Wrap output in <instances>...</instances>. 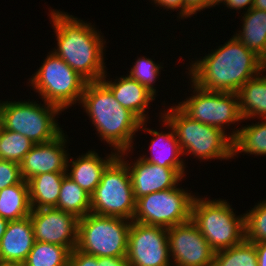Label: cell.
I'll return each mask as SVG.
<instances>
[{
    "mask_svg": "<svg viewBox=\"0 0 266 266\" xmlns=\"http://www.w3.org/2000/svg\"><path fill=\"white\" fill-rule=\"evenodd\" d=\"M99 266H128L126 257H99Z\"/></svg>",
    "mask_w": 266,
    "mask_h": 266,
    "instance_id": "37",
    "label": "cell"
},
{
    "mask_svg": "<svg viewBox=\"0 0 266 266\" xmlns=\"http://www.w3.org/2000/svg\"><path fill=\"white\" fill-rule=\"evenodd\" d=\"M232 139V158L238 153L266 155V119L246 125L229 133Z\"/></svg>",
    "mask_w": 266,
    "mask_h": 266,
    "instance_id": "25",
    "label": "cell"
},
{
    "mask_svg": "<svg viewBox=\"0 0 266 266\" xmlns=\"http://www.w3.org/2000/svg\"><path fill=\"white\" fill-rule=\"evenodd\" d=\"M71 251L64 246L35 241L25 266H69Z\"/></svg>",
    "mask_w": 266,
    "mask_h": 266,
    "instance_id": "27",
    "label": "cell"
},
{
    "mask_svg": "<svg viewBox=\"0 0 266 266\" xmlns=\"http://www.w3.org/2000/svg\"><path fill=\"white\" fill-rule=\"evenodd\" d=\"M245 239L251 242H266V200L245 214Z\"/></svg>",
    "mask_w": 266,
    "mask_h": 266,
    "instance_id": "30",
    "label": "cell"
},
{
    "mask_svg": "<svg viewBox=\"0 0 266 266\" xmlns=\"http://www.w3.org/2000/svg\"><path fill=\"white\" fill-rule=\"evenodd\" d=\"M30 219L35 241L76 248L78 221L75 215L51 208L32 209Z\"/></svg>",
    "mask_w": 266,
    "mask_h": 266,
    "instance_id": "14",
    "label": "cell"
},
{
    "mask_svg": "<svg viewBox=\"0 0 266 266\" xmlns=\"http://www.w3.org/2000/svg\"><path fill=\"white\" fill-rule=\"evenodd\" d=\"M69 266H99V257L74 248L70 253Z\"/></svg>",
    "mask_w": 266,
    "mask_h": 266,
    "instance_id": "33",
    "label": "cell"
},
{
    "mask_svg": "<svg viewBox=\"0 0 266 266\" xmlns=\"http://www.w3.org/2000/svg\"><path fill=\"white\" fill-rule=\"evenodd\" d=\"M35 144L20 133L9 131L0 124V157L20 163Z\"/></svg>",
    "mask_w": 266,
    "mask_h": 266,
    "instance_id": "29",
    "label": "cell"
},
{
    "mask_svg": "<svg viewBox=\"0 0 266 266\" xmlns=\"http://www.w3.org/2000/svg\"><path fill=\"white\" fill-rule=\"evenodd\" d=\"M8 223H9V220L0 217V241L4 233L6 232Z\"/></svg>",
    "mask_w": 266,
    "mask_h": 266,
    "instance_id": "39",
    "label": "cell"
},
{
    "mask_svg": "<svg viewBox=\"0 0 266 266\" xmlns=\"http://www.w3.org/2000/svg\"><path fill=\"white\" fill-rule=\"evenodd\" d=\"M22 180L19 163L6 160L0 162V190L19 184Z\"/></svg>",
    "mask_w": 266,
    "mask_h": 266,
    "instance_id": "32",
    "label": "cell"
},
{
    "mask_svg": "<svg viewBox=\"0 0 266 266\" xmlns=\"http://www.w3.org/2000/svg\"><path fill=\"white\" fill-rule=\"evenodd\" d=\"M167 237L172 266L213 265L215 251L192 220L168 228Z\"/></svg>",
    "mask_w": 266,
    "mask_h": 266,
    "instance_id": "13",
    "label": "cell"
},
{
    "mask_svg": "<svg viewBox=\"0 0 266 266\" xmlns=\"http://www.w3.org/2000/svg\"><path fill=\"white\" fill-rule=\"evenodd\" d=\"M0 266H25L24 262H0Z\"/></svg>",
    "mask_w": 266,
    "mask_h": 266,
    "instance_id": "41",
    "label": "cell"
},
{
    "mask_svg": "<svg viewBox=\"0 0 266 266\" xmlns=\"http://www.w3.org/2000/svg\"><path fill=\"white\" fill-rule=\"evenodd\" d=\"M66 173H42L29 179L31 209L55 207L58 202L63 177Z\"/></svg>",
    "mask_w": 266,
    "mask_h": 266,
    "instance_id": "23",
    "label": "cell"
},
{
    "mask_svg": "<svg viewBox=\"0 0 266 266\" xmlns=\"http://www.w3.org/2000/svg\"><path fill=\"white\" fill-rule=\"evenodd\" d=\"M107 72L101 81L111 90L112 94L124 108L133 112L142 122L148 120L146 108L155 99V95L128 74L117 78L114 82L106 80Z\"/></svg>",
    "mask_w": 266,
    "mask_h": 266,
    "instance_id": "18",
    "label": "cell"
},
{
    "mask_svg": "<svg viewBox=\"0 0 266 266\" xmlns=\"http://www.w3.org/2000/svg\"><path fill=\"white\" fill-rule=\"evenodd\" d=\"M163 65L155 63L153 59L139 57L129 71V77L135 79L156 96L154 83L160 74Z\"/></svg>",
    "mask_w": 266,
    "mask_h": 266,
    "instance_id": "31",
    "label": "cell"
},
{
    "mask_svg": "<svg viewBox=\"0 0 266 266\" xmlns=\"http://www.w3.org/2000/svg\"><path fill=\"white\" fill-rule=\"evenodd\" d=\"M191 220L215 252L228 249L245 239V213L236 216L226 200L195 197Z\"/></svg>",
    "mask_w": 266,
    "mask_h": 266,
    "instance_id": "5",
    "label": "cell"
},
{
    "mask_svg": "<svg viewBox=\"0 0 266 266\" xmlns=\"http://www.w3.org/2000/svg\"><path fill=\"white\" fill-rule=\"evenodd\" d=\"M258 266H266V242H256Z\"/></svg>",
    "mask_w": 266,
    "mask_h": 266,
    "instance_id": "38",
    "label": "cell"
},
{
    "mask_svg": "<svg viewBox=\"0 0 266 266\" xmlns=\"http://www.w3.org/2000/svg\"><path fill=\"white\" fill-rule=\"evenodd\" d=\"M31 210L27 181L0 190V217L9 221L20 220L28 217Z\"/></svg>",
    "mask_w": 266,
    "mask_h": 266,
    "instance_id": "24",
    "label": "cell"
},
{
    "mask_svg": "<svg viewBox=\"0 0 266 266\" xmlns=\"http://www.w3.org/2000/svg\"><path fill=\"white\" fill-rule=\"evenodd\" d=\"M242 29L234 36L259 57H266V11L251 8L244 13Z\"/></svg>",
    "mask_w": 266,
    "mask_h": 266,
    "instance_id": "22",
    "label": "cell"
},
{
    "mask_svg": "<svg viewBox=\"0 0 266 266\" xmlns=\"http://www.w3.org/2000/svg\"><path fill=\"white\" fill-rule=\"evenodd\" d=\"M239 110L243 120L266 119V75L258 74L249 79L237 92Z\"/></svg>",
    "mask_w": 266,
    "mask_h": 266,
    "instance_id": "21",
    "label": "cell"
},
{
    "mask_svg": "<svg viewBox=\"0 0 266 266\" xmlns=\"http://www.w3.org/2000/svg\"><path fill=\"white\" fill-rule=\"evenodd\" d=\"M266 71V57L263 59V72Z\"/></svg>",
    "mask_w": 266,
    "mask_h": 266,
    "instance_id": "43",
    "label": "cell"
},
{
    "mask_svg": "<svg viewBox=\"0 0 266 266\" xmlns=\"http://www.w3.org/2000/svg\"><path fill=\"white\" fill-rule=\"evenodd\" d=\"M44 104L36 101H0V124L27 137L34 144L51 141L63 131L55 119L62 111L55 105Z\"/></svg>",
    "mask_w": 266,
    "mask_h": 266,
    "instance_id": "6",
    "label": "cell"
},
{
    "mask_svg": "<svg viewBox=\"0 0 266 266\" xmlns=\"http://www.w3.org/2000/svg\"><path fill=\"white\" fill-rule=\"evenodd\" d=\"M117 155L116 151H111L109 156L104 159L95 151L89 150L86 154L79 156L77 160L68 157L70 164L68 159L66 175L91 195L100 183L103 171Z\"/></svg>",
    "mask_w": 266,
    "mask_h": 266,
    "instance_id": "20",
    "label": "cell"
},
{
    "mask_svg": "<svg viewBox=\"0 0 266 266\" xmlns=\"http://www.w3.org/2000/svg\"><path fill=\"white\" fill-rule=\"evenodd\" d=\"M212 266H258L254 242L244 239L235 246L215 252Z\"/></svg>",
    "mask_w": 266,
    "mask_h": 266,
    "instance_id": "28",
    "label": "cell"
},
{
    "mask_svg": "<svg viewBox=\"0 0 266 266\" xmlns=\"http://www.w3.org/2000/svg\"><path fill=\"white\" fill-rule=\"evenodd\" d=\"M191 87L194 88V95L176 104L189 118L217 127L223 132H226L225 126L235 124L236 121L242 122L237 93L206 91L193 83Z\"/></svg>",
    "mask_w": 266,
    "mask_h": 266,
    "instance_id": "11",
    "label": "cell"
},
{
    "mask_svg": "<svg viewBox=\"0 0 266 266\" xmlns=\"http://www.w3.org/2000/svg\"><path fill=\"white\" fill-rule=\"evenodd\" d=\"M131 223L88 213L78 221L76 249L96 257H126Z\"/></svg>",
    "mask_w": 266,
    "mask_h": 266,
    "instance_id": "9",
    "label": "cell"
},
{
    "mask_svg": "<svg viewBox=\"0 0 266 266\" xmlns=\"http://www.w3.org/2000/svg\"><path fill=\"white\" fill-rule=\"evenodd\" d=\"M126 261L128 266H172L167 228L132 221Z\"/></svg>",
    "mask_w": 266,
    "mask_h": 266,
    "instance_id": "12",
    "label": "cell"
},
{
    "mask_svg": "<svg viewBox=\"0 0 266 266\" xmlns=\"http://www.w3.org/2000/svg\"><path fill=\"white\" fill-rule=\"evenodd\" d=\"M80 103L97 129L98 137L117 153L132 150L134 135L142 121L115 100L101 80L86 83Z\"/></svg>",
    "mask_w": 266,
    "mask_h": 266,
    "instance_id": "3",
    "label": "cell"
},
{
    "mask_svg": "<svg viewBox=\"0 0 266 266\" xmlns=\"http://www.w3.org/2000/svg\"><path fill=\"white\" fill-rule=\"evenodd\" d=\"M54 208L71 213L79 219L83 218L90 213L91 195L69 176L65 175L62 180L58 202Z\"/></svg>",
    "mask_w": 266,
    "mask_h": 266,
    "instance_id": "26",
    "label": "cell"
},
{
    "mask_svg": "<svg viewBox=\"0 0 266 266\" xmlns=\"http://www.w3.org/2000/svg\"><path fill=\"white\" fill-rule=\"evenodd\" d=\"M161 114L173 127L183 155L193 154L200 160L232 159V139L221 129L189 118L176 104Z\"/></svg>",
    "mask_w": 266,
    "mask_h": 266,
    "instance_id": "4",
    "label": "cell"
},
{
    "mask_svg": "<svg viewBox=\"0 0 266 266\" xmlns=\"http://www.w3.org/2000/svg\"><path fill=\"white\" fill-rule=\"evenodd\" d=\"M161 120L168 127L167 129L170 130L168 133L146 128L145 125L147 124L145 123L147 121L141 123L140 129L152 134L155 138L151 139L149 146L151 156L142 155L140 158L159 166L175 168L184 177L186 167L184 160L180 157L181 155L183 156V152L174 133V129L162 116Z\"/></svg>",
    "mask_w": 266,
    "mask_h": 266,
    "instance_id": "17",
    "label": "cell"
},
{
    "mask_svg": "<svg viewBox=\"0 0 266 266\" xmlns=\"http://www.w3.org/2000/svg\"><path fill=\"white\" fill-rule=\"evenodd\" d=\"M128 150L118 153L126 162L131 177L134 197L137 200L148 194L171 189L178 186L183 176L172 167H163L146 162L140 157L133 163L127 162L125 157ZM126 154V155H124ZM124 157V158H123Z\"/></svg>",
    "mask_w": 266,
    "mask_h": 266,
    "instance_id": "16",
    "label": "cell"
},
{
    "mask_svg": "<svg viewBox=\"0 0 266 266\" xmlns=\"http://www.w3.org/2000/svg\"><path fill=\"white\" fill-rule=\"evenodd\" d=\"M136 199L126 162L117 155L105 168L101 181L91 194L90 213L132 221Z\"/></svg>",
    "mask_w": 266,
    "mask_h": 266,
    "instance_id": "7",
    "label": "cell"
},
{
    "mask_svg": "<svg viewBox=\"0 0 266 266\" xmlns=\"http://www.w3.org/2000/svg\"><path fill=\"white\" fill-rule=\"evenodd\" d=\"M183 188H171L138 198L132 221L171 228L191 220L196 195Z\"/></svg>",
    "mask_w": 266,
    "mask_h": 266,
    "instance_id": "10",
    "label": "cell"
},
{
    "mask_svg": "<svg viewBox=\"0 0 266 266\" xmlns=\"http://www.w3.org/2000/svg\"><path fill=\"white\" fill-rule=\"evenodd\" d=\"M253 8L266 11V0H254Z\"/></svg>",
    "mask_w": 266,
    "mask_h": 266,
    "instance_id": "40",
    "label": "cell"
},
{
    "mask_svg": "<svg viewBox=\"0 0 266 266\" xmlns=\"http://www.w3.org/2000/svg\"><path fill=\"white\" fill-rule=\"evenodd\" d=\"M155 5L157 4L159 7H163L164 9H170L173 11L179 9L180 12L179 18H184V0H152Z\"/></svg>",
    "mask_w": 266,
    "mask_h": 266,
    "instance_id": "35",
    "label": "cell"
},
{
    "mask_svg": "<svg viewBox=\"0 0 266 266\" xmlns=\"http://www.w3.org/2000/svg\"><path fill=\"white\" fill-rule=\"evenodd\" d=\"M34 243L30 216L9 221L0 241V262H24Z\"/></svg>",
    "mask_w": 266,
    "mask_h": 266,
    "instance_id": "19",
    "label": "cell"
},
{
    "mask_svg": "<svg viewBox=\"0 0 266 266\" xmlns=\"http://www.w3.org/2000/svg\"><path fill=\"white\" fill-rule=\"evenodd\" d=\"M67 138L62 131L51 141L35 144L19 163L22 179L28 181L42 173H66ZM65 148V149H64Z\"/></svg>",
    "mask_w": 266,
    "mask_h": 266,
    "instance_id": "15",
    "label": "cell"
},
{
    "mask_svg": "<svg viewBox=\"0 0 266 266\" xmlns=\"http://www.w3.org/2000/svg\"><path fill=\"white\" fill-rule=\"evenodd\" d=\"M56 33L54 52L87 82L100 81L105 75L104 48L106 41L91 23L73 15L50 9Z\"/></svg>",
    "mask_w": 266,
    "mask_h": 266,
    "instance_id": "2",
    "label": "cell"
},
{
    "mask_svg": "<svg viewBox=\"0 0 266 266\" xmlns=\"http://www.w3.org/2000/svg\"><path fill=\"white\" fill-rule=\"evenodd\" d=\"M227 0H209V7L220 5V3L226 4Z\"/></svg>",
    "mask_w": 266,
    "mask_h": 266,
    "instance_id": "42",
    "label": "cell"
},
{
    "mask_svg": "<svg viewBox=\"0 0 266 266\" xmlns=\"http://www.w3.org/2000/svg\"><path fill=\"white\" fill-rule=\"evenodd\" d=\"M209 8V0H184V18H188Z\"/></svg>",
    "mask_w": 266,
    "mask_h": 266,
    "instance_id": "34",
    "label": "cell"
},
{
    "mask_svg": "<svg viewBox=\"0 0 266 266\" xmlns=\"http://www.w3.org/2000/svg\"><path fill=\"white\" fill-rule=\"evenodd\" d=\"M254 5V0H227L225 6L235 10L245 9L249 11ZM248 6V7H247Z\"/></svg>",
    "mask_w": 266,
    "mask_h": 266,
    "instance_id": "36",
    "label": "cell"
},
{
    "mask_svg": "<svg viewBox=\"0 0 266 266\" xmlns=\"http://www.w3.org/2000/svg\"><path fill=\"white\" fill-rule=\"evenodd\" d=\"M188 70L191 82L200 89L237 93L249 79L262 73L263 59L233 35L223 46L192 61Z\"/></svg>",
    "mask_w": 266,
    "mask_h": 266,
    "instance_id": "1",
    "label": "cell"
},
{
    "mask_svg": "<svg viewBox=\"0 0 266 266\" xmlns=\"http://www.w3.org/2000/svg\"><path fill=\"white\" fill-rule=\"evenodd\" d=\"M33 75L28 83L44 102L57 106L62 112L80 104L87 81L54 52L48 53Z\"/></svg>",
    "mask_w": 266,
    "mask_h": 266,
    "instance_id": "8",
    "label": "cell"
}]
</instances>
